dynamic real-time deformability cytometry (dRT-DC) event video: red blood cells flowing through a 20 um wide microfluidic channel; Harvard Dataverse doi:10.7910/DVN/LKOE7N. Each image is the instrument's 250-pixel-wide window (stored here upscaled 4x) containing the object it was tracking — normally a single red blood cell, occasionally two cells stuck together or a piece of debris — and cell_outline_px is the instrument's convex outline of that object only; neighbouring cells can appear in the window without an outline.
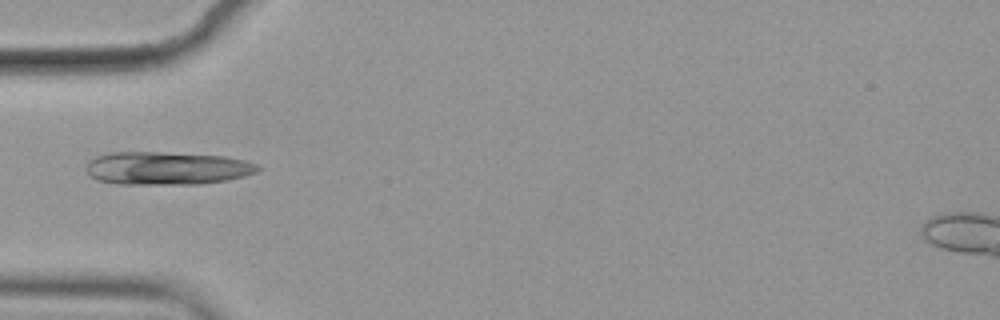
{"species": "common noctule bat (a hibernating species)", "species_latin": "Nyctalus noctula", "temperature_condition": "cold", "stored_images_in_passage": 10, "camera_frame_rate_fps": 3000, "um_per_image_px": 0.085, "animal": {"sex": "female", "body_mass_g": 19.9}, "frame": {"image": 1, "passage_image": 1, "time_ms": 0.0, "image_size_px": [1000, 320], "cell_outline_px": [[264, 168], [256, 172], [244, 176], [228, 180], [196, 184], [116, 184], [96, 180], [88, 176], [84, 168], [88, 160], [96, 156], [108, 152], [160, 152], [224, 156], [244, 160], [256, 164]], "centroid_in_image_um": [14.12, 14.3], "position_along_channel_um": 70.9, "area_um2": 33.47}}